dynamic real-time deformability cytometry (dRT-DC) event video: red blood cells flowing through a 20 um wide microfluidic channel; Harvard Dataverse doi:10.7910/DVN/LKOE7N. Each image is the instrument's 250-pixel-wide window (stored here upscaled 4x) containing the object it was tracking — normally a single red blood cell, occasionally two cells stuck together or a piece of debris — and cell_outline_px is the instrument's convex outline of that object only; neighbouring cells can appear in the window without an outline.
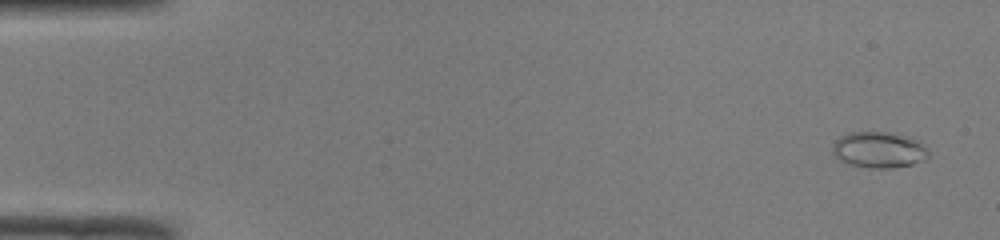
{"species": "common noctule bat (a hibernating species)", "species_latin": "Nyctalus noctula", "temperature_condition": "room temperature", "stored_images_in_passage": 49, "camera_frame_rate_fps": 3000, "um_per_image_px": 0.085, "animal": {"sex": "male", "body_mass_g": 19.0, "forearm_length_mm": 50.8}, "frame": {"image": 1, "passage_image": 2, "time_ms": 0.333, "image_size_px": [1000, 240], "cell_outline_px": [[928, 156], [924, 160], [912, 164], [892, 168], [868, 168], [848, 164], [840, 160], [832, 152], [832, 144], [840, 136], [852, 132], [888, 132], [916, 140], [924, 144], [928, 148]], "centroid_in_image_um": [74.69, 12.75], "position_along_channel_um": 10.3, "area_um2": 20.11}}
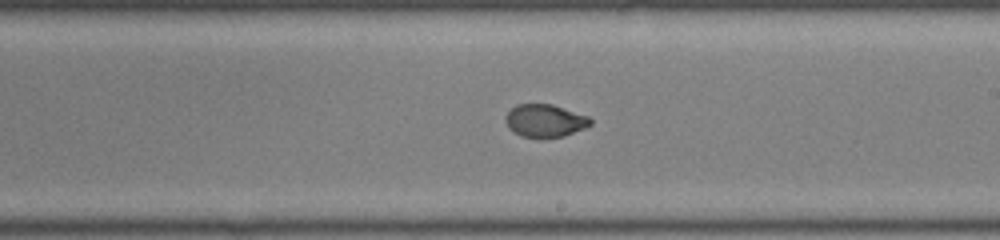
{"frame": {"image": 2, "passage_image": 29, "time_ms": 9.333, "image_size_px": [1000, 240], "cell_outline_px": [[592, 124], [584, 128], [564, 136], [544, 140], [540, 140], [520, 136], [508, 128], [504, 116], [516, 104], [552, 104], [588, 116], [592, 120]], "centroid_in_image_um": [46.3, 10.29], "position_along_channel_um": 242.7, "area_um2": 16.65}}
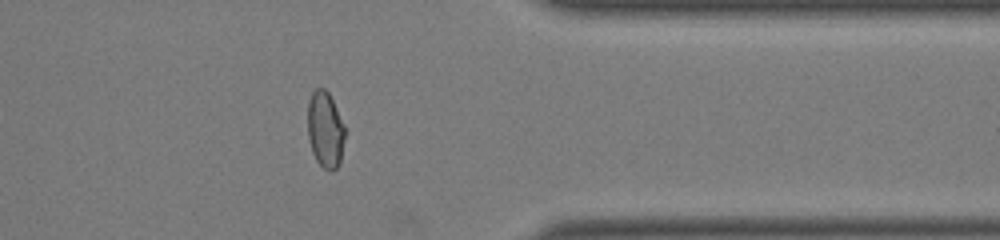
{"frame": {"image": 3, "passage_image": 40, "time_ms": 13.0, "image_size_px": [1000, 240], "cell_outline_px": [[344, 136], [340, 160], [336, 168], [332, 172], [324, 168], [316, 160], [312, 152], [308, 140], [308, 100], [312, 92], [316, 88], [324, 88], [328, 92], [344, 124]], "centroid_in_image_um": [27.62, 11.01], "position_along_channel_um": 383.8, "area_um2": 16.42}, "authors_computed_cell_mechanics": {"area_um2": 17.5712, "velocity_mm_per_s": 4.1225, "shape_relaxation_time_tau1_ms": 5.4383, "shape_relaxation_time_tau2_ms": null, "deformation_change_tau1": 0.1936, "deformation_change_tau2": null}}